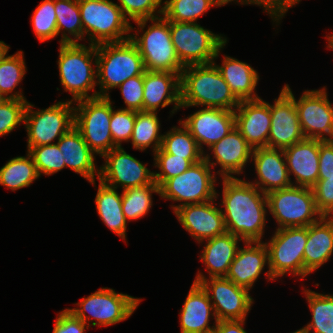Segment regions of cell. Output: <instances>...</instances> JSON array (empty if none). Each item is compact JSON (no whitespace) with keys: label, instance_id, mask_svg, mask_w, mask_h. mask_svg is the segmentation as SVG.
<instances>
[{"label":"cell","instance_id":"cell-1","mask_svg":"<svg viewBox=\"0 0 333 333\" xmlns=\"http://www.w3.org/2000/svg\"><path fill=\"white\" fill-rule=\"evenodd\" d=\"M221 179L220 206L227 232L242 242H262L268 213L266 193L238 177Z\"/></svg>","mask_w":333,"mask_h":333},{"label":"cell","instance_id":"cell-2","mask_svg":"<svg viewBox=\"0 0 333 333\" xmlns=\"http://www.w3.org/2000/svg\"><path fill=\"white\" fill-rule=\"evenodd\" d=\"M180 90L181 109L205 106L234 111L240 104L213 62L184 67Z\"/></svg>","mask_w":333,"mask_h":333},{"label":"cell","instance_id":"cell-3","mask_svg":"<svg viewBox=\"0 0 333 333\" xmlns=\"http://www.w3.org/2000/svg\"><path fill=\"white\" fill-rule=\"evenodd\" d=\"M57 65L63 90L72 94L71 102L98 97L95 44H60Z\"/></svg>","mask_w":333,"mask_h":333},{"label":"cell","instance_id":"cell-4","mask_svg":"<svg viewBox=\"0 0 333 333\" xmlns=\"http://www.w3.org/2000/svg\"><path fill=\"white\" fill-rule=\"evenodd\" d=\"M148 22H151L150 26H147ZM135 23L138 29L131 26V31L135 30L136 33L130 34V40L137 46L145 69L147 71L178 73L181 76L184 66L181 64L172 43L170 21L164 16H160L138 20ZM146 26L148 29L146 28L144 31Z\"/></svg>","mask_w":333,"mask_h":333},{"label":"cell","instance_id":"cell-5","mask_svg":"<svg viewBox=\"0 0 333 333\" xmlns=\"http://www.w3.org/2000/svg\"><path fill=\"white\" fill-rule=\"evenodd\" d=\"M96 52L98 97H109L110 89L146 71L139 50L130 39L97 44Z\"/></svg>","mask_w":333,"mask_h":333},{"label":"cell","instance_id":"cell-6","mask_svg":"<svg viewBox=\"0 0 333 333\" xmlns=\"http://www.w3.org/2000/svg\"><path fill=\"white\" fill-rule=\"evenodd\" d=\"M83 40L89 44L123 42L130 39L131 24L112 0H78ZM86 34V36H84Z\"/></svg>","mask_w":333,"mask_h":333},{"label":"cell","instance_id":"cell-7","mask_svg":"<svg viewBox=\"0 0 333 333\" xmlns=\"http://www.w3.org/2000/svg\"><path fill=\"white\" fill-rule=\"evenodd\" d=\"M170 34L181 64H208L216 60L227 44V38L205 29L197 22L170 21Z\"/></svg>","mask_w":333,"mask_h":333},{"label":"cell","instance_id":"cell-8","mask_svg":"<svg viewBox=\"0 0 333 333\" xmlns=\"http://www.w3.org/2000/svg\"><path fill=\"white\" fill-rule=\"evenodd\" d=\"M142 298L116 293L112 288H100L75 303L77 308H66L76 318L91 327L111 326L127 320L139 306ZM90 314V315H87Z\"/></svg>","mask_w":333,"mask_h":333},{"label":"cell","instance_id":"cell-9","mask_svg":"<svg viewBox=\"0 0 333 333\" xmlns=\"http://www.w3.org/2000/svg\"><path fill=\"white\" fill-rule=\"evenodd\" d=\"M308 239V227H287L276 229L269 241L268 281L277 280L287 273L304 279V249Z\"/></svg>","mask_w":333,"mask_h":333},{"label":"cell","instance_id":"cell-10","mask_svg":"<svg viewBox=\"0 0 333 333\" xmlns=\"http://www.w3.org/2000/svg\"><path fill=\"white\" fill-rule=\"evenodd\" d=\"M214 172V173H212ZM215 170L202 159L192 164L185 172L167 179L160 186V197L180 202L178 205H171L173 212L184 205L203 203L218 199L215 189L217 177Z\"/></svg>","mask_w":333,"mask_h":333},{"label":"cell","instance_id":"cell-11","mask_svg":"<svg viewBox=\"0 0 333 333\" xmlns=\"http://www.w3.org/2000/svg\"><path fill=\"white\" fill-rule=\"evenodd\" d=\"M269 213L276 220V229L308 227L323 215L318 211L312 188L292 185L266 194Z\"/></svg>","mask_w":333,"mask_h":333},{"label":"cell","instance_id":"cell-12","mask_svg":"<svg viewBox=\"0 0 333 333\" xmlns=\"http://www.w3.org/2000/svg\"><path fill=\"white\" fill-rule=\"evenodd\" d=\"M74 105V126L89 148L100 157L116 148L110 132L111 97L83 99Z\"/></svg>","mask_w":333,"mask_h":333},{"label":"cell","instance_id":"cell-13","mask_svg":"<svg viewBox=\"0 0 333 333\" xmlns=\"http://www.w3.org/2000/svg\"><path fill=\"white\" fill-rule=\"evenodd\" d=\"M74 102L58 101L46 109L33 110L28 102L24 127L27 132V151L31 147L54 144L74 126Z\"/></svg>","mask_w":333,"mask_h":333},{"label":"cell","instance_id":"cell-14","mask_svg":"<svg viewBox=\"0 0 333 333\" xmlns=\"http://www.w3.org/2000/svg\"><path fill=\"white\" fill-rule=\"evenodd\" d=\"M198 270L193 282L199 283L207 292L217 321L246 320L254 299L249 290L237 286L226 277H205Z\"/></svg>","mask_w":333,"mask_h":333},{"label":"cell","instance_id":"cell-15","mask_svg":"<svg viewBox=\"0 0 333 333\" xmlns=\"http://www.w3.org/2000/svg\"><path fill=\"white\" fill-rule=\"evenodd\" d=\"M327 88L305 90L297 100L294 96L298 119L305 138L333 140V105Z\"/></svg>","mask_w":333,"mask_h":333},{"label":"cell","instance_id":"cell-16","mask_svg":"<svg viewBox=\"0 0 333 333\" xmlns=\"http://www.w3.org/2000/svg\"><path fill=\"white\" fill-rule=\"evenodd\" d=\"M104 164L99 167L98 180L104 184L123 190L156 184L154 172L137 158L128 154L123 147H116L103 155Z\"/></svg>","mask_w":333,"mask_h":333},{"label":"cell","instance_id":"cell-17","mask_svg":"<svg viewBox=\"0 0 333 333\" xmlns=\"http://www.w3.org/2000/svg\"><path fill=\"white\" fill-rule=\"evenodd\" d=\"M271 126L267 147L285 149L305 139L295 106L294 94L288 84L270 104Z\"/></svg>","mask_w":333,"mask_h":333},{"label":"cell","instance_id":"cell-18","mask_svg":"<svg viewBox=\"0 0 333 333\" xmlns=\"http://www.w3.org/2000/svg\"><path fill=\"white\" fill-rule=\"evenodd\" d=\"M179 122L191 133L204 153V145L209 148L231 132L235 127V115L231 110L204 107L184 120L179 119Z\"/></svg>","mask_w":333,"mask_h":333},{"label":"cell","instance_id":"cell-19","mask_svg":"<svg viewBox=\"0 0 333 333\" xmlns=\"http://www.w3.org/2000/svg\"><path fill=\"white\" fill-rule=\"evenodd\" d=\"M204 152V160L214 168L220 165L216 173L221 178H234L245 172L243 169L251 161L253 148L247 143L239 130L234 127L231 132ZM212 155V156H211ZM213 157V160H211ZM212 161V162H211Z\"/></svg>","mask_w":333,"mask_h":333},{"label":"cell","instance_id":"cell-20","mask_svg":"<svg viewBox=\"0 0 333 333\" xmlns=\"http://www.w3.org/2000/svg\"><path fill=\"white\" fill-rule=\"evenodd\" d=\"M214 200L184 205L175 212L182 227L198 242L227 232L221 207Z\"/></svg>","mask_w":333,"mask_h":333},{"label":"cell","instance_id":"cell-21","mask_svg":"<svg viewBox=\"0 0 333 333\" xmlns=\"http://www.w3.org/2000/svg\"><path fill=\"white\" fill-rule=\"evenodd\" d=\"M234 115L235 127L253 149L267 147L271 126L269 102L262 98L241 100Z\"/></svg>","mask_w":333,"mask_h":333},{"label":"cell","instance_id":"cell-22","mask_svg":"<svg viewBox=\"0 0 333 333\" xmlns=\"http://www.w3.org/2000/svg\"><path fill=\"white\" fill-rule=\"evenodd\" d=\"M251 161L257 179L250 183L261 192L268 193L273 190L292 186L291 177L287 169L283 149L257 147L252 151Z\"/></svg>","mask_w":333,"mask_h":333},{"label":"cell","instance_id":"cell-23","mask_svg":"<svg viewBox=\"0 0 333 333\" xmlns=\"http://www.w3.org/2000/svg\"><path fill=\"white\" fill-rule=\"evenodd\" d=\"M173 104L171 115L181 109L180 75L178 73L145 71L143 111L158 112Z\"/></svg>","mask_w":333,"mask_h":333},{"label":"cell","instance_id":"cell-24","mask_svg":"<svg viewBox=\"0 0 333 333\" xmlns=\"http://www.w3.org/2000/svg\"><path fill=\"white\" fill-rule=\"evenodd\" d=\"M233 259L226 278L250 291L260 274L269 265L268 249L264 241L243 242Z\"/></svg>","mask_w":333,"mask_h":333},{"label":"cell","instance_id":"cell-25","mask_svg":"<svg viewBox=\"0 0 333 333\" xmlns=\"http://www.w3.org/2000/svg\"><path fill=\"white\" fill-rule=\"evenodd\" d=\"M283 151L289 176L295 177L292 184L312 188L318 181L319 140L305 138Z\"/></svg>","mask_w":333,"mask_h":333},{"label":"cell","instance_id":"cell-26","mask_svg":"<svg viewBox=\"0 0 333 333\" xmlns=\"http://www.w3.org/2000/svg\"><path fill=\"white\" fill-rule=\"evenodd\" d=\"M56 143L62 152L66 168L96 186V179L99 177V168L95 163L96 154L84 141L80 131L73 126Z\"/></svg>","mask_w":333,"mask_h":333},{"label":"cell","instance_id":"cell-27","mask_svg":"<svg viewBox=\"0 0 333 333\" xmlns=\"http://www.w3.org/2000/svg\"><path fill=\"white\" fill-rule=\"evenodd\" d=\"M179 317L180 333L214 332L217 318L207 292L199 283H192ZM210 317L215 320L212 326H210Z\"/></svg>","mask_w":333,"mask_h":333},{"label":"cell","instance_id":"cell-28","mask_svg":"<svg viewBox=\"0 0 333 333\" xmlns=\"http://www.w3.org/2000/svg\"><path fill=\"white\" fill-rule=\"evenodd\" d=\"M333 254V217L323 216L308 226L304 249V278L318 270Z\"/></svg>","mask_w":333,"mask_h":333},{"label":"cell","instance_id":"cell-29","mask_svg":"<svg viewBox=\"0 0 333 333\" xmlns=\"http://www.w3.org/2000/svg\"><path fill=\"white\" fill-rule=\"evenodd\" d=\"M206 244L200 253L199 259L205 265V270L210 277H226L229 267L235 258L239 248V241L236 235L226 232L223 235L206 239Z\"/></svg>","mask_w":333,"mask_h":333},{"label":"cell","instance_id":"cell-30","mask_svg":"<svg viewBox=\"0 0 333 333\" xmlns=\"http://www.w3.org/2000/svg\"><path fill=\"white\" fill-rule=\"evenodd\" d=\"M216 68L229 85L233 94L241 100H257L261 97L255 93L259 81V73L246 62L224 55L222 65Z\"/></svg>","mask_w":333,"mask_h":333},{"label":"cell","instance_id":"cell-31","mask_svg":"<svg viewBox=\"0 0 333 333\" xmlns=\"http://www.w3.org/2000/svg\"><path fill=\"white\" fill-rule=\"evenodd\" d=\"M99 180L95 197L98 216L111 231L126 241L127 220L122 211V194Z\"/></svg>","mask_w":333,"mask_h":333},{"label":"cell","instance_id":"cell-32","mask_svg":"<svg viewBox=\"0 0 333 333\" xmlns=\"http://www.w3.org/2000/svg\"><path fill=\"white\" fill-rule=\"evenodd\" d=\"M60 44L79 43L83 40V25L78 0H54ZM71 36L69 37L68 36Z\"/></svg>","mask_w":333,"mask_h":333},{"label":"cell","instance_id":"cell-33","mask_svg":"<svg viewBox=\"0 0 333 333\" xmlns=\"http://www.w3.org/2000/svg\"><path fill=\"white\" fill-rule=\"evenodd\" d=\"M39 177L36 165L28 152L26 156L11 158L0 168V185L12 191L31 186Z\"/></svg>","mask_w":333,"mask_h":333},{"label":"cell","instance_id":"cell-34","mask_svg":"<svg viewBox=\"0 0 333 333\" xmlns=\"http://www.w3.org/2000/svg\"><path fill=\"white\" fill-rule=\"evenodd\" d=\"M157 114V112L150 111L136 112V120L130 138L134 149L144 151L151 147L154 154L161 147L163 134L160 133L161 123Z\"/></svg>","mask_w":333,"mask_h":333},{"label":"cell","instance_id":"cell-35","mask_svg":"<svg viewBox=\"0 0 333 333\" xmlns=\"http://www.w3.org/2000/svg\"><path fill=\"white\" fill-rule=\"evenodd\" d=\"M23 53L22 50L13 55L7 53L0 60V94L5 99L26 100L21 90H15L27 71Z\"/></svg>","mask_w":333,"mask_h":333},{"label":"cell","instance_id":"cell-36","mask_svg":"<svg viewBox=\"0 0 333 333\" xmlns=\"http://www.w3.org/2000/svg\"><path fill=\"white\" fill-rule=\"evenodd\" d=\"M311 321L304 326L308 333H333V294H322L303 288Z\"/></svg>","mask_w":333,"mask_h":333},{"label":"cell","instance_id":"cell-37","mask_svg":"<svg viewBox=\"0 0 333 333\" xmlns=\"http://www.w3.org/2000/svg\"><path fill=\"white\" fill-rule=\"evenodd\" d=\"M163 16L168 21L197 22L212 7L223 6L222 0H165Z\"/></svg>","mask_w":333,"mask_h":333},{"label":"cell","instance_id":"cell-38","mask_svg":"<svg viewBox=\"0 0 333 333\" xmlns=\"http://www.w3.org/2000/svg\"><path fill=\"white\" fill-rule=\"evenodd\" d=\"M153 193L160 195L157 184L122 190V211L127 221L138 220L148 214L153 206Z\"/></svg>","mask_w":333,"mask_h":333},{"label":"cell","instance_id":"cell-39","mask_svg":"<svg viewBox=\"0 0 333 333\" xmlns=\"http://www.w3.org/2000/svg\"><path fill=\"white\" fill-rule=\"evenodd\" d=\"M163 134L161 148L169 154L185 159H204V153L200 150L195 138L181 122Z\"/></svg>","mask_w":333,"mask_h":333},{"label":"cell","instance_id":"cell-40","mask_svg":"<svg viewBox=\"0 0 333 333\" xmlns=\"http://www.w3.org/2000/svg\"><path fill=\"white\" fill-rule=\"evenodd\" d=\"M154 166L159 172H154V181L160 187L167 179L185 172L192 164L202 159H185L166 153L161 147L153 154Z\"/></svg>","mask_w":333,"mask_h":333},{"label":"cell","instance_id":"cell-41","mask_svg":"<svg viewBox=\"0 0 333 333\" xmlns=\"http://www.w3.org/2000/svg\"><path fill=\"white\" fill-rule=\"evenodd\" d=\"M30 20L35 36L40 42L58 36L54 0H42Z\"/></svg>","mask_w":333,"mask_h":333},{"label":"cell","instance_id":"cell-42","mask_svg":"<svg viewBox=\"0 0 333 333\" xmlns=\"http://www.w3.org/2000/svg\"><path fill=\"white\" fill-rule=\"evenodd\" d=\"M27 152L31 155L40 177L43 174L53 175L66 167L57 143L31 147Z\"/></svg>","mask_w":333,"mask_h":333},{"label":"cell","instance_id":"cell-43","mask_svg":"<svg viewBox=\"0 0 333 333\" xmlns=\"http://www.w3.org/2000/svg\"><path fill=\"white\" fill-rule=\"evenodd\" d=\"M117 4L124 16L129 20L138 21L153 19L163 15V0H118ZM159 8V9H157Z\"/></svg>","mask_w":333,"mask_h":333},{"label":"cell","instance_id":"cell-44","mask_svg":"<svg viewBox=\"0 0 333 333\" xmlns=\"http://www.w3.org/2000/svg\"><path fill=\"white\" fill-rule=\"evenodd\" d=\"M27 100L4 99L0 103V136L11 133L24 123Z\"/></svg>","mask_w":333,"mask_h":333},{"label":"cell","instance_id":"cell-45","mask_svg":"<svg viewBox=\"0 0 333 333\" xmlns=\"http://www.w3.org/2000/svg\"><path fill=\"white\" fill-rule=\"evenodd\" d=\"M135 120L136 111L122 108L112 109L110 132L117 147H122V142H130Z\"/></svg>","mask_w":333,"mask_h":333},{"label":"cell","instance_id":"cell-46","mask_svg":"<svg viewBox=\"0 0 333 333\" xmlns=\"http://www.w3.org/2000/svg\"><path fill=\"white\" fill-rule=\"evenodd\" d=\"M117 88L120 89L124 104L122 109L143 111L144 74L127 79Z\"/></svg>","mask_w":333,"mask_h":333},{"label":"cell","instance_id":"cell-47","mask_svg":"<svg viewBox=\"0 0 333 333\" xmlns=\"http://www.w3.org/2000/svg\"><path fill=\"white\" fill-rule=\"evenodd\" d=\"M318 211L326 217H333V176L318 179L312 187Z\"/></svg>","mask_w":333,"mask_h":333},{"label":"cell","instance_id":"cell-48","mask_svg":"<svg viewBox=\"0 0 333 333\" xmlns=\"http://www.w3.org/2000/svg\"><path fill=\"white\" fill-rule=\"evenodd\" d=\"M52 333H86L89 326L64 309L57 314Z\"/></svg>","mask_w":333,"mask_h":333},{"label":"cell","instance_id":"cell-49","mask_svg":"<svg viewBox=\"0 0 333 333\" xmlns=\"http://www.w3.org/2000/svg\"><path fill=\"white\" fill-rule=\"evenodd\" d=\"M333 176V140H319V174L318 179Z\"/></svg>","mask_w":333,"mask_h":333},{"label":"cell","instance_id":"cell-50","mask_svg":"<svg viewBox=\"0 0 333 333\" xmlns=\"http://www.w3.org/2000/svg\"><path fill=\"white\" fill-rule=\"evenodd\" d=\"M245 321V319L217 321L213 333H247L243 327Z\"/></svg>","mask_w":333,"mask_h":333},{"label":"cell","instance_id":"cell-51","mask_svg":"<svg viewBox=\"0 0 333 333\" xmlns=\"http://www.w3.org/2000/svg\"><path fill=\"white\" fill-rule=\"evenodd\" d=\"M301 0H274V22L280 24V20L285 16L289 8L299 4Z\"/></svg>","mask_w":333,"mask_h":333},{"label":"cell","instance_id":"cell-52","mask_svg":"<svg viewBox=\"0 0 333 333\" xmlns=\"http://www.w3.org/2000/svg\"><path fill=\"white\" fill-rule=\"evenodd\" d=\"M223 5L228 4L229 2H237L241 5H257L262 8L263 10L266 11V13L269 14V16L272 18V21L274 22V0H222Z\"/></svg>","mask_w":333,"mask_h":333},{"label":"cell","instance_id":"cell-53","mask_svg":"<svg viewBox=\"0 0 333 333\" xmlns=\"http://www.w3.org/2000/svg\"><path fill=\"white\" fill-rule=\"evenodd\" d=\"M9 46L4 41H0V60L9 52Z\"/></svg>","mask_w":333,"mask_h":333},{"label":"cell","instance_id":"cell-54","mask_svg":"<svg viewBox=\"0 0 333 333\" xmlns=\"http://www.w3.org/2000/svg\"><path fill=\"white\" fill-rule=\"evenodd\" d=\"M328 45L326 46L329 49H333V41L326 35Z\"/></svg>","mask_w":333,"mask_h":333},{"label":"cell","instance_id":"cell-55","mask_svg":"<svg viewBox=\"0 0 333 333\" xmlns=\"http://www.w3.org/2000/svg\"><path fill=\"white\" fill-rule=\"evenodd\" d=\"M292 333H308L307 329L305 327H302L301 329L294 331Z\"/></svg>","mask_w":333,"mask_h":333},{"label":"cell","instance_id":"cell-56","mask_svg":"<svg viewBox=\"0 0 333 333\" xmlns=\"http://www.w3.org/2000/svg\"><path fill=\"white\" fill-rule=\"evenodd\" d=\"M327 36L333 41V34H330V35H329V33H328Z\"/></svg>","mask_w":333,"mask_h":333},{"label":"cell","instance_id":"cell-57","mask_svg":"<svg viewBox=\"0 0 333 333\" xmlns=\"http://www.w3.org/2000/svg\"><path fill=\"white\" fill-rule=\"evenodd\" d=\"M5 98L0 94V103L4 100Z\"/></svg>","mask_w":333,"mask_h":333}]
</instances>
